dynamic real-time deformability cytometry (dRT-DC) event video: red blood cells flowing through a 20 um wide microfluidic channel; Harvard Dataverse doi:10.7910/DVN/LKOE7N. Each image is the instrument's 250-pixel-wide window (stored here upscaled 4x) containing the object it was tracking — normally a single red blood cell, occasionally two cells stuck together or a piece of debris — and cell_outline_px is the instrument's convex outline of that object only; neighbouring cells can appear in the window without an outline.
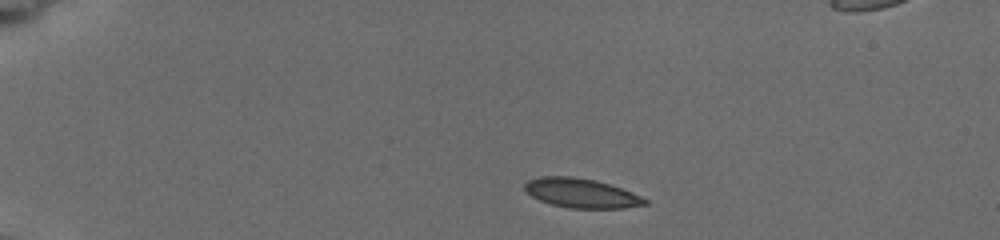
{"species": "common noctule bat (a hibernating species)", "species_latin": "Nyctalus noctula", "temperature_condition": "cold", "stored_images_in_passage": 9, "camera_frame_rate_fps": 3000, "um_per_image_px": 0.085, "animal": {"sex": "female", "body_mass_g": 19.5, "forearm_length_mm": 54.1}, "frame": {"image": 1, "passage_image": 1, "time_ms": 0.0, "image_size_px": [1000, 240], "cell_outline_px": [[648, 204], [624, 208], [568, 208], [552, 204], [540, 200], [532, 196], [524, 188], [524, 184], [528, 180], [540, 176], [572, 176], [596, 180], [632, 192], [648, 200]], "centroid_in_image_um": [49.41, 16.41], "position_along_channel_um": 35.6, "area_um2": 20.46}}
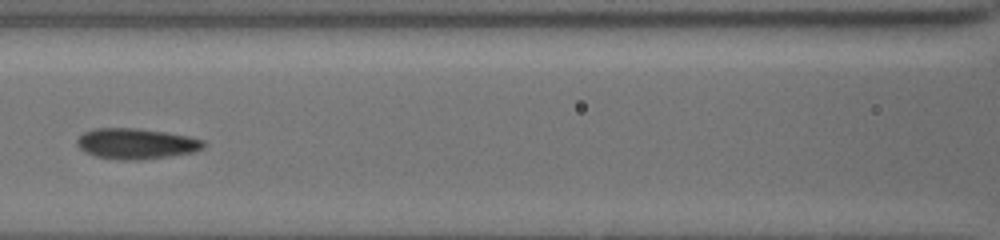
{"frame": {"image": 2, "passage_image": 7, "time_ms": 5.0, "image_size_px": [1000, 240], "cell_outline_px": [[204, 148], [196, 152], [140, 160], [124, 160], [92, 156], [84, 152], [76, 144], [76, 140], [84, 132], [96, 128], [136, 128], [164, 132], [188, 136], [204, 140]], "centroid_in_image_um": [11.56, 12.22], "position_along_channel_um": 155.0, "area_um2": 22.66}}
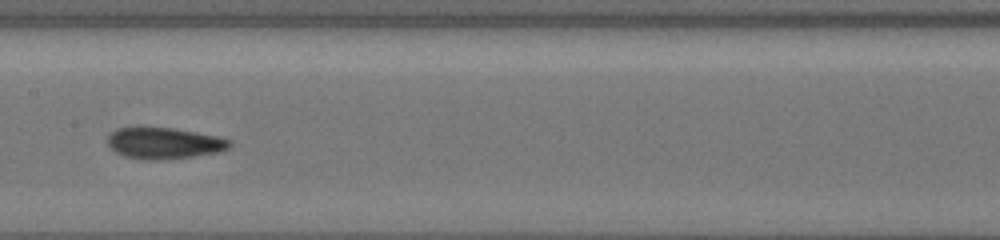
{"frame": {"image": 3, "passage_image": 8, "time_ms": 6.0, "image_size_px": [1000, 240], "cell_outline_px": [[232, 144], [228, 148], [220, 152], [192, 156], [160, 160], [144, 160], [124, 156], [108, 148], [108, 136], [112, 132], [120, 128], [172, 128], [216, 136], [232, 140]], "centroid_in_image_um": [13.95, 12.19], "position_along_channel_um": 193.5, "area_um2": 22.08}}